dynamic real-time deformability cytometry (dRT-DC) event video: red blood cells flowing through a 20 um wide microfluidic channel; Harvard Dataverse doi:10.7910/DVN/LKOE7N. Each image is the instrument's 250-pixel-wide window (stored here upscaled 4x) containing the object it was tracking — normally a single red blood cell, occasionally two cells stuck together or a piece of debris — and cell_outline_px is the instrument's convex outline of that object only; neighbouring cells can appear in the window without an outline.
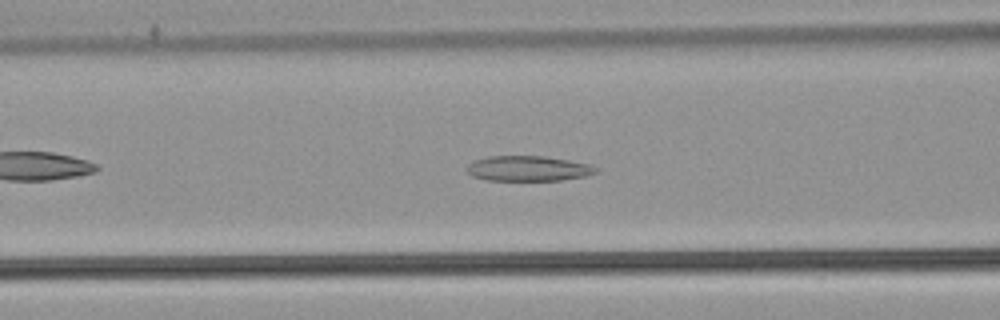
{"species": "common noctule bat (a hibernating species)", "species_latin": "Nyctalus noctula", "temperature_condition": "warm", "stored_images_in_passage": 42, "camera_frame_rate_fps": 3000, "um_per_image_px": 0.085, "animal": {"sex": "male", "body_mass_g": 21.5, "forearm_length_mm": 52.0}, "frame": {"image": 1, "passage_image": 11, "time_ms": 3.333, "image_size_px": [1000, 320], "cell_outline_px": [[600, 168], [596, 172], [588, 176], [560, 180], [484, 180], [472, 176], [464, 168], [468, 164], [476, 160], [488, 156], [544, 156], [592, 164]], "centroid_in_image_um": [44.92, 14.32], "position_along_channel_um": 121.7, "area_um2": 19.13}}
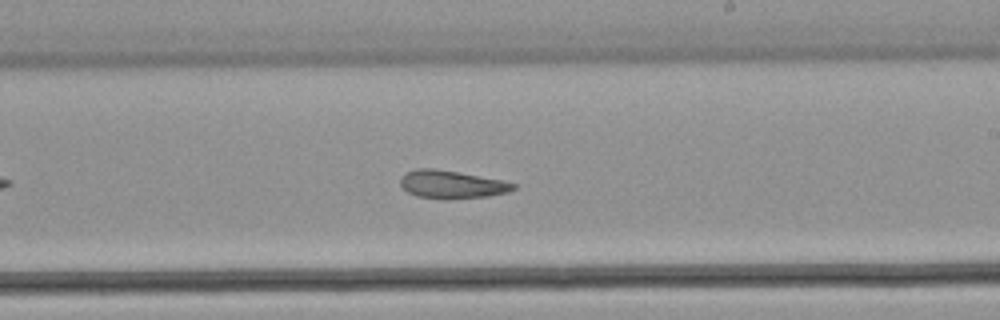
{"frame": {"image": 2, "passage_image": 21, "time_ms": 6.667, "image_size_px": [1000, 320], "cell_outline_px": [[516, 188], [508, 192], [488, 196], [448, 200], [444, 200], [416, 196], [408, 192], [400, 184], [400, 176], [416, 168], [432, 168], [456, 172], [500, 180], [516, 184]], "centroid_in_image_um": [38.36, 15.7], "position_along_channel_um": 250.6, "area_um2": 18.38}}
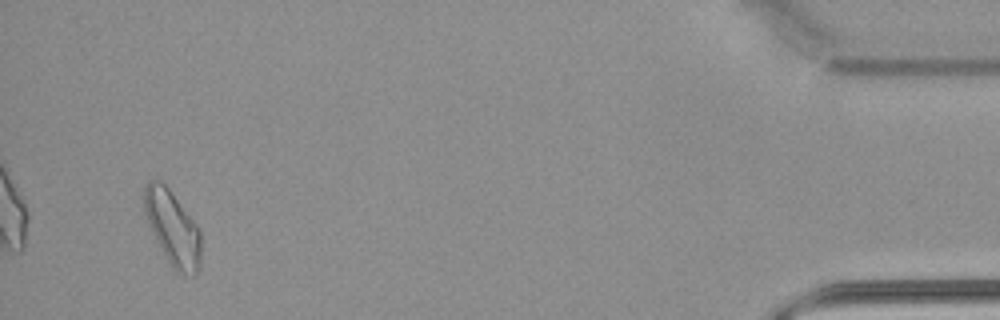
{"frame": {"image": 3, "passage_image": 40, "time_ms": 13.0, "image_size_px": [1000, 320], "cell_outline_px": [[200, 268], [192, 276], [176, 272], [172, 268], [156, 240], [148, 224], [144, 212], [144, 184], [148, 180], [160, 180], [168, 188], [200, 228]], "centroid_in_image_um": [14.66, 19.38], "position_along_channel_um": 420.5, "area_um2": 24.68}, "authors_computed_cell_mechanics": {"area_um2": 19.5942, "velocity_mm_per_s": 3.8816, "shape_relaxation_time_tau1_ms": null, "shape_relaxation_time_tau2_ms": 6.3442, "deformation_change_tau1": null, "deformation_change_tau2": 0.1541}}